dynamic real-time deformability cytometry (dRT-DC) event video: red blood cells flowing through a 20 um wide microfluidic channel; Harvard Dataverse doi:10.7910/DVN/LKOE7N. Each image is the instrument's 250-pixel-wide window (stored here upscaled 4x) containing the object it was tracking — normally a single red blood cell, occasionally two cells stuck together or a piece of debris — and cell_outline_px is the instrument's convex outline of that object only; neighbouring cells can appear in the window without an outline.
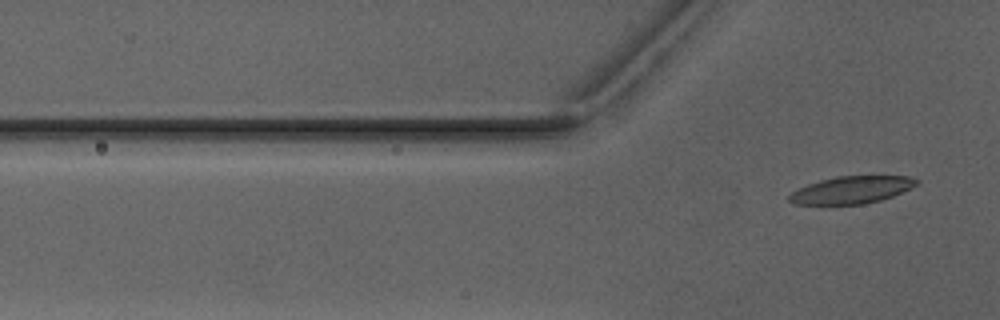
{"species": "Egyptian fruit bat (a non-hibernating species)", "species_latin": "Rousettus aegyptiacus", "temperature_condition": "warm", "stored_images_in_passage": 7, "segment_of_instrument_passage": [2, 2], "camera_frame_rate_fps": 3000, "um_per_image_px": 0.085, "animal": {"sex": "male"}, "frame": {"image": 1, "passage_image": 7, "time_ms": 7.667, "image_size_px": [1000, 320], "cell_outline_px": [[920, 184], [892, 196], [880, 200], [864, 204], [792, 204], [788, 200], [788, 196], [792, 192], [808, 184], [820, 180], [836, 176], [908, 176], [920, 180]], "centroid_in_image_um": [72.4, 16.13], "position_along_channel_um": 53.4, "area_um2": 20.23}}